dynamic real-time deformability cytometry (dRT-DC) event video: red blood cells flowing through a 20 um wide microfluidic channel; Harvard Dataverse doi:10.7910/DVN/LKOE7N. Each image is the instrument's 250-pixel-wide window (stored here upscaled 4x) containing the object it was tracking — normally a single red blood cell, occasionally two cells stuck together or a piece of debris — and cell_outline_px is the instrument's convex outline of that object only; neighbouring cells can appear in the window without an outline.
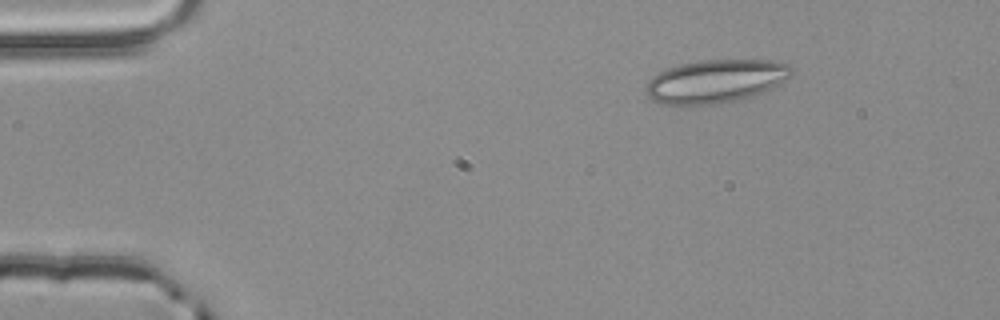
{"species": "common noctule bat (a hibernating species)", "species_latin": "Nyctalus noctula", "temperature_condition": "room temperature", "stored_images_in_passage": 47, "camera_frame_rate_fps": 3000, "um_per_image_px": 0.085, "animal": {"sex": "male", "body_mass_g": 20.4}, "frame": {"image": 1, "passage_image": 1, "time_ms": 0.0, "image_size_px": [1000, 320], "cell_outline_px": [[792, 76], [772, 88], [764, 92], [752, 96], [720, 104], [660, 104], [652, 100], [648, 96], [644, 88], [648, 80], [652, 76], [668, 68], [680, 64], [700, 60], [772, 60], [792, 64]], "centroid_in_image_um": [60.85, 6.89], "position_along_channel_um": 24.2, "area_um2": 36.93}}
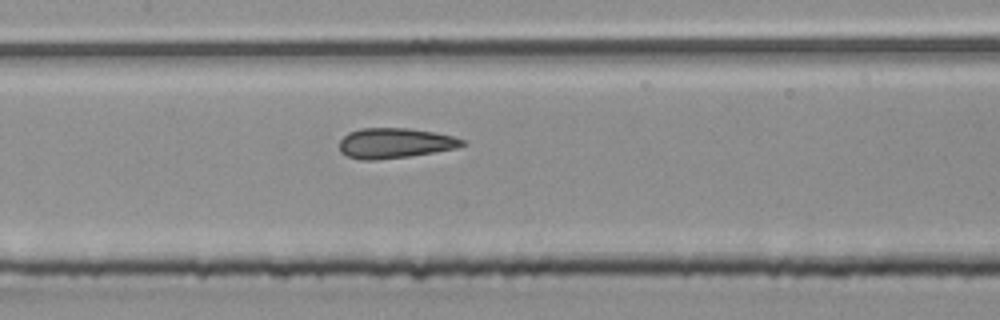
{"frame": {"image": 2, "passage_image": 19, "time_ms": 6.0, "image_size_px": [1000, 320], "cell_outline_px": [[468, 144], [456, 148], [408, 156], [376, 160], [360, 160], [348, 156], [340, 152], [340, 140], [348, 132], [360, 128], [408, 128], [436, 132], [468, 140]], "centroid_in_image_um": [33.59, 12.16], "position_along_channel_um": 173.8, "area_um2": 21.73}}
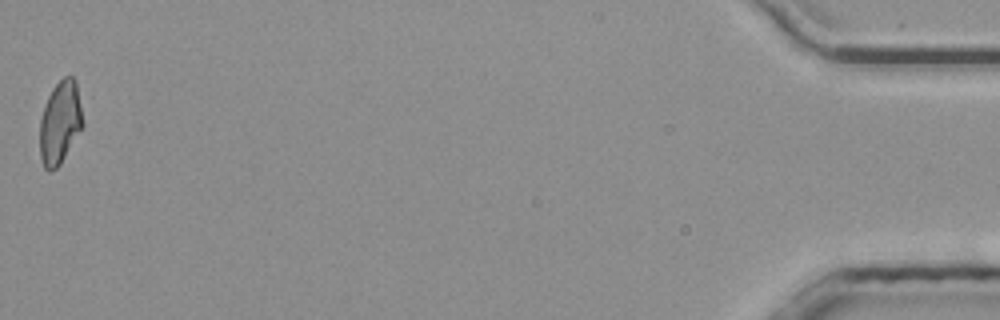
{"frame": {"image": 3, "passage_image": 47, "time_ms": 15.333, "image_size_px": [1000, 320], "cell_outline_px": [[84, 124], [60, 164], [56, 168], [44, 168], [40, 156], [40, 116], [48, 96], [52, 88], [64, 76], [72, 76], [76, 80]], "centroid_in_image_um": [5.1, 10.37], "position_along_channel_um": 430.1, "area_um2": 20.58}, "authors_computed_cell_mechanics": {"area_um2": 21.5594, "velocity_mm_per_s": 3.8347, "shape_relaxation_time_tau1_ms": null, "shape_relaxation_time_tau2_ms": 1.4135, "deformation_change_tau1": null, "deformation_change_tau2": 0.0782}}